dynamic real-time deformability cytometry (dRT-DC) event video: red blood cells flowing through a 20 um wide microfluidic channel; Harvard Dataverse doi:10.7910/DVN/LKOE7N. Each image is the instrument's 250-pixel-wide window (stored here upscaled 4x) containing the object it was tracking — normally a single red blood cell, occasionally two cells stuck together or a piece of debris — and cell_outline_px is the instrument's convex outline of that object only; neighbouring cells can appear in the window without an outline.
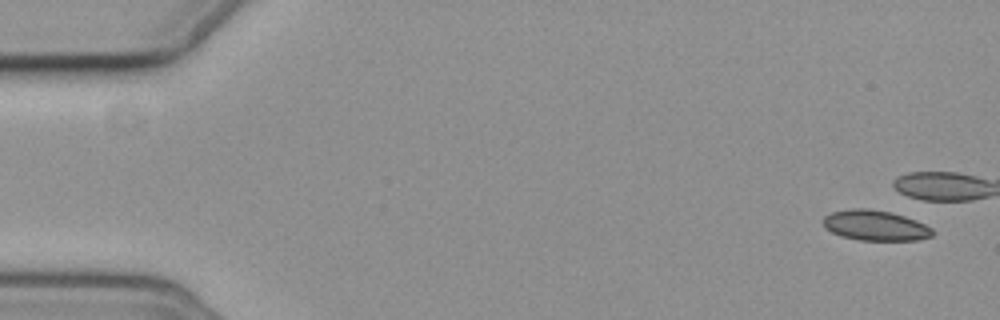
{"species": "common noctule bat (a hibernating species)", "species_latin": "Nyctalus noctula", "temperature_condition": "cold", "stored_images_in_passage": 6, "segment_of_instrument_passage": [2, 2], "camera_frame_rate_fps": 3000, "um_per_image_px": 0.085, "animal": {"sex": "female", "body_mass_g": 19.3, "forearm_length_mm": 54.1}, "frame": {"image": 1, "passage_image": 6, "time_ms": 6.333, "image_size_px": [1000, 320], "cell_outline_px": [[932, 236], [916, 240], [860, 240], [840, 236], [824, 228], [824, 216], [832, 212], [852, 208], [868, 208], [892, 212], [916, 220], [932, 228]], "centroid_in_image_um": [74.38, 19.15], "position_along_channel_um": 10.6, "area_um2": 19.31}}